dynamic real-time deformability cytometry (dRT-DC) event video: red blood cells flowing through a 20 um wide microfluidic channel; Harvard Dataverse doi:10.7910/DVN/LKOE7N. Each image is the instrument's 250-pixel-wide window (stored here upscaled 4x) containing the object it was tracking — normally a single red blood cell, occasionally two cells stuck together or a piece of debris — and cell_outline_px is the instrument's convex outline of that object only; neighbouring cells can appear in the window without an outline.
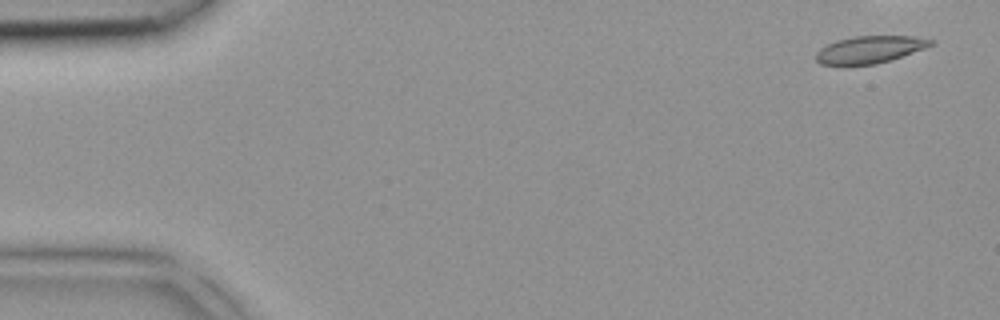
{"species": "common noctule bat (a hibernating species)", "species_latin": "Nyctalus noctula", "temperature_condition": "room temperature", "stored_images_in_passage": 7, "camera_frame_rate_fps": 3000, "um_per_image_px": 0.085, "animal": {"sex": "female", "body_mass_g": 18.4}, "frame": {"image": 1, "passage_image": 1, "time_ms": 0.0, "image_size_px": [1000, 320], "cell_outline_px": [[936, 40], [932, 44], [924, 48], [876, 64], [820, 64], [816, 60], [816, 52], [820, 48], [836, 40], [856, 36], [912, 36]], "centroid_in_image_um": [73.91, 4.19], "position_along_channel_um": 11.1, "area_um2": 17.8}}